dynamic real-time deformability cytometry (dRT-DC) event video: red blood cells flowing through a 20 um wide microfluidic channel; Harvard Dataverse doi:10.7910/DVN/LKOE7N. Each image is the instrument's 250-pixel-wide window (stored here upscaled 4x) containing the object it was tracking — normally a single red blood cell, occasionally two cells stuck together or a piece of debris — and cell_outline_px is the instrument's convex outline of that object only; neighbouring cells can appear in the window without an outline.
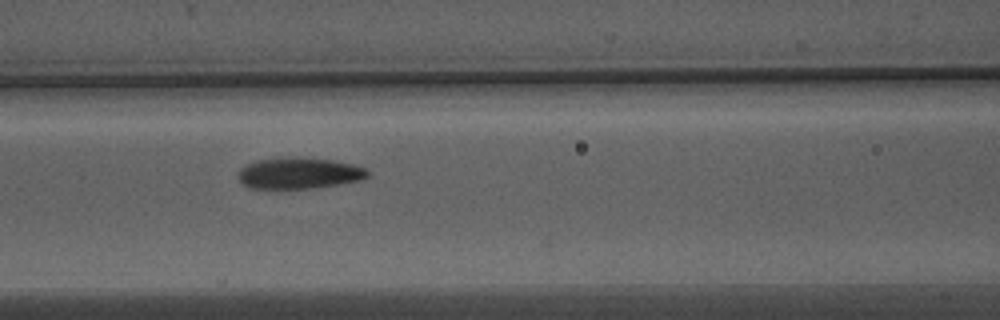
{"species": "Egyptian fruit bat (a non-hibernating species)", "species_latin": "Rousettus aegyptiacus", "temperature_condition": "warm", "stored_images_in_passage": 7, "camera_frame_rate_fps": 3000, "um_per_image_px": 0.085, "animal": {"sex": "male"}, "frame": {"image": 1, "passage_image": 6, "time_ms": 1.667, "image_size_px": [1000, 320], "cell_outline_px": [[368, 176], [360, 180], [336, 184], [308, 188], [252, 188], [244, 184], [240, 180], [236, 172], [244, 164], [256, 160], [296, 156], [332, 160], [352, 164], [364, 168], [368, 172]], "centroid_in_image_um": [25.36, 14.7], "position_along_channel_um": 141.2, "area_um2": 23.41}}